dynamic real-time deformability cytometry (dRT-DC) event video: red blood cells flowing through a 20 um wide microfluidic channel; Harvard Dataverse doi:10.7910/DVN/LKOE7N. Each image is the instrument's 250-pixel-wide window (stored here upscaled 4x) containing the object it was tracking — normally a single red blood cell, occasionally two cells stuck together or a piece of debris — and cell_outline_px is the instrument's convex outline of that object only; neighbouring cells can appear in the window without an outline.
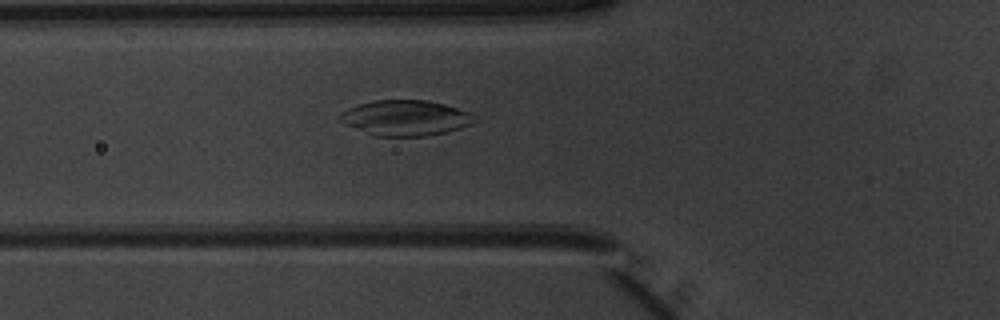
{"species": "common noctule bat (a hibernating species)", "species_latin": "Nyctalus noctula", "temperature_condition": "warm", "stored_images_in_passage": 52, "camera_frame_rate_fps": 3000, "um_per_image_px": 0.085, "animal": {"sex": "male", "body_mass_g": 20.1, "forearm_length_mm": 53.5}, "frame": {"image": 1, "passage_image": 20, "time_ms": 6.333, "image_size_px": [1000, 320], "cell_outline_px": [[480, 120], [472, 124], [460, 128], [444, 132], [424, 136], [376, 136], [344, 124], [336, 116], [340, 112], [348, 108], [372, 100], [428, 100], [444, 104], [472, 112]], "centroid_in_image_um": [34.49, 10.01], "position_along_channel_um": 91.3, "area_um2": 28.03}}
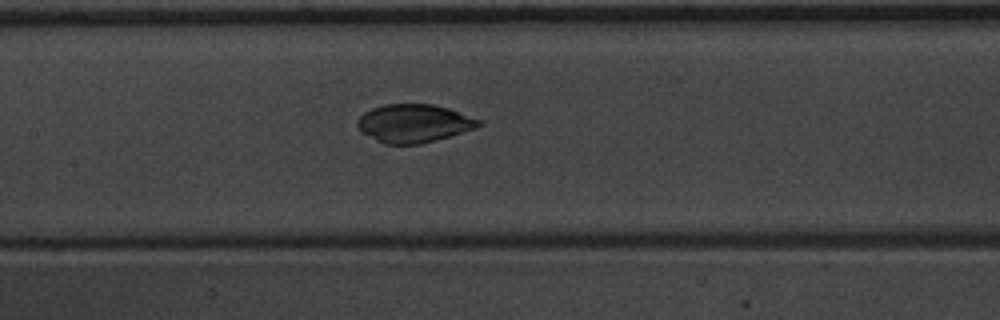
{"frame": {"image": 2, "passage_image": 26, "time_ms": 8.333, "image_size_px": [1000, 320], "cell_outline_px": [[484, 124], [476, 128], [420, 144], [384, 144], [360, 132], [356, 124], [356, 120], [364, 112], [372, 108], [384, 104], [432, 104], [448, 108], [484, 120]], "centroid_in_image_um": [35.18, 10.48], "position_along_channel_um": 172.2, "area_um2": 27.17}}
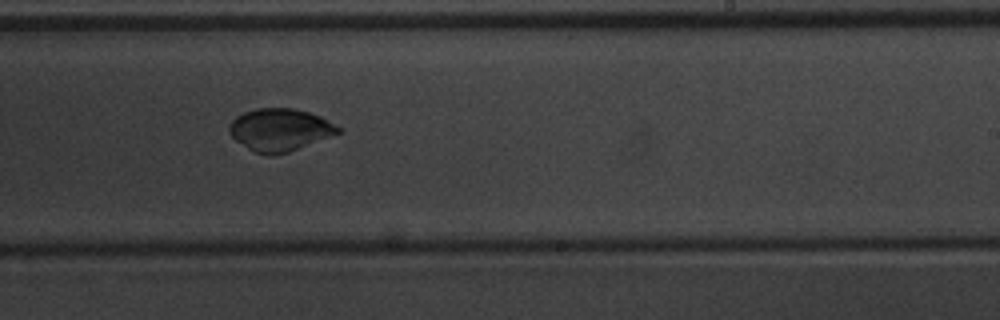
{"frame": {"image": 3, "passage_image": 33, "time_ms": 10.667, "image_size_px": [1000, 320], "cell_outline_px": [[344, 132], [288, 152], [272, 156], [268, 156], [256, 152], [248, 148], [236, 140], [228, 132], [228, 128], [232, 120], [236, 116], [244, 112], [256, 108], [292, 108], [308, 112], [320, 116], [344, 128]], "centroid_in_image_um": [23.83, 11.03], "position_along_channel_um": 265.2, "area_um2": 27.17}, "authors_computed_cell_mechanics": {"area_um2": 28.9578, "velocity_mm_per_s": 4.0004, "shape_relaxation_time_tau1_ms": null, "shape_relaxation_time_tau2_ms": 0.7941, "deformation_change_tau1": null, "deformation_change_tau2": 0.0311}}